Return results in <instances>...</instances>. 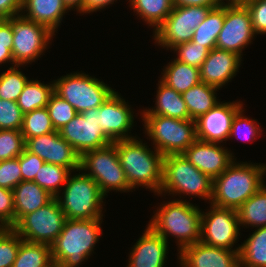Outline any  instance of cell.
Wrapping results in <instances>:
<instances>
[{
  "mask_svg": "<svg viewBox=\"0 0 266 267\" xmlns=\"http://www.w3.org/2000/svg\"><path fill=\"white\" fill-rule=\"evenodd\" d=\"M113 144L117 147L119 161L130 188L133 190L142 186L158 196L162 185L164 156L154 147L152 150L148 148L147 143L136 136Z\"/></svg>",
  "mask_w": 266,
  "mask_h": 267,
  "instance_id": "6da1fadb",
  "label": "cell"
},
{
  "mask_svg": "<svg viewBox=\"0 0 266 267\" xmlns=\"http://www.w3.org/2000/svg\"><path fill=\"white\" fill-rule=\"evenodd\" d=\"M266 164L233 162L213 179L210 203L221 208L238 209L265 183Z\"/></svg>",
  "mask_w": 266,
  "mask_h": 267,
  "instance_id": "7a4b0ae2",
  "label": "cell"
},
{
  "mask_svg": "<svg viewBox=\"0 0 266 267\" xmlns=\"http://www.w3.org/2000/svg\"><path fill=\"white\" fill-rule=\"evenodd\" d=\"M149 226L167 242L176 238L177 251L200 241L202 211L189 201L174 199L160 204Z\"/></svg>",
  "mask_w": 266,
  "mask_h": 267,
  "instance_id": "3957f363",
  "label": "cell"
},
{
  "mask_svg": "<svg viewBox=\"0 0 266 267\" xmlns=\"http://www.w3.org/2000/svg\"><path fill=\"white\" fill-rule=\"evenodd\" d=\"M102 219H67L51 245L52 261L63 267H79L88 260L103 233Z\"/></svg>",
  "mask_w": 266,
  "mask_h": 267,
  "instance_id": "277c9868",
  "label": "cell"
},
{
  "mask_svg": "<svg viewBox=\"0 0 266 267\" xmlns=\"http://www.w3.org/2000/svg\"><path fill=\"white\" fill-rule=\"evenodd\" d=\"M197 196L211 201L213 179L197 169L183 154H170L163 157L162 185L159 196Z\"/></svg>",
  "mask_w": 266,
  "mask_h": 267,
  "instance_id": "5b68a950",
  "label": "cell"
},
{
  "mask_svg": "<svg viewBox=\"0 0 266 267\" xmlns=\"http://www.w3.org/2000/svg\"><path fill=\"white\" fill-rule=\"evenodd\" d=\"M62 194L55 198L64 212L66 219H97L102 218L103 200L97 182L80 172L69 175Z\"/></svg>",
  "mask_w": 266,
  "mask_h": 267,
  "instance_id": "8992f818",
  "label": "cell"
},
{
  "mask_svg": "<svg viewBox=\"0 0 266 267\" xmlns=\"http://www.w3.org/2000/svg\"><path fill=\"white\" fill-rule=\"evenodd\" d=\"M145 134L163 156L182 154L196 140V122L162 115H141Z\"/></svg>",
  "mask_w": 266,
  "mask_h": 267,
  "instance_id": "52a82bcc",
  "label": "cell"
},
{
  "mask_svg": "<svg viewBox=\"0 0 266 267\" xmlns=\"http://www.w3.org/2000/svg\"><path fill=\"white\" fill-rule=\"evenodd\" d=\"M79 171L93 178L105 196L112 190L126 193L132 191L119 161L117 147L113 143L84 152L80 156Z\"/></svg>",
  "mask_w": 266,
  "mask_h": 267,
  "instance_id": "ba28073f",
  "label": "cell"
},
{
  "mask_svg": "<svg viewBox=\"0 0 266 267\" xmlns=\"http://www.w3.org/2000/svg\"><path fill=\"white\" fill-rule=\"evenodd\" d=\"M114 91L103 81L83 72L70 73L54 80V92L78 113L99 108Z\"/></svg>",
  "mask_w": 266,
  "mask_h": 267,
  "instance_id": "9c48e42d",
  "label": "cell"
},
{
  "mask_svg": "<svg viewBox=\"0 0 266 267\" xmlns=\"http://www.w3.org/2000/svg\"><path fill=\"white\" fill-rule=\"evenodd\" d=\"M216 6H176L165 21L153 31L154 43L170 50L178 44L189 42L196 27Z\"/></svg>",
  "mask_w": 266,
  "mask_h": 267,
  "instance_id": "30bf717a",
  "label": "cell"
},
{
  "mask_svg": "<svg viewBox=\"0 0 266 267\" xmlns=\"http://www.w3.org/2000/svg\"><path fill=\"white\" fill-rule=\"evenodd\" d=\"M7 20L13 28V61L20 67L38 60L56 35L46 26L26 19L21 14Z\"/></svg>",
  "mask_w": 266,
  "mask_h": 267,
  "instance_id": "8fae6325",
  "label": "cell"
},
{
  "mask_svg": "<svg viewBox=\"0 0 266 267\" xmlns=\"http://www.w3.org/2000/svg\"><path fill=\"white\" fill-rule=\"evenodd\" d=\"M66 220L59 202L54 198L45 206L24 215L12 228L24 241L51 246Z\"/></svg>",
  "mask_w": 266,
  "mask_h": 267,
  "instance_id": "7c38bea8",
  "label": "cell"
},
{
  "mask_svg": "<svg viewBox=\"0 0 266 267\" xmlns=\"http://www.w3.org/2000/svg\"><path fill=\"white\" fill-rule=\"evenodd\" d=\"M208 210L202 212L200 242L228 250H240V246L233 249L240 235L237 210L217 207L211 203Z\"/></svg>",
  "mask_w": 266,
  "mask_h": 267,
  "instance_id": "4fadbf2b",
  "label": "cell"
},
{
  "mask_svg": "<svg viewBox=\"0 0 266 267\" xmlns=\"http://www.w3.org/2000/svg\"><path fill=\"white\" fill-rule=\"evenodd\" d=\"M225 19L216 41V47L231 51L239 56L256 36L247 8L239 1L226 0Z\"/></svg>",
  "mask_w": 266,
  "mask_h": 267,
  "instance_id": "5bb4252c",
  "label": "cell"
},
{
  "mask_svg": "<svg viewBox=\"0 0 266 267\" xmlns=\"http://www.w3.org/2000/svg\"><path fill=\"white\" fill-rule=\"evenodd\" d=\"M58 132L80 156L84 152L101 149L113 143L99 126L98 108L78 113Z\"/></svg>",
  "mask_w": 266,
  "mask_h": 267,
  "instance_id": "9a60e30c",
  "label": "cell"
},
{
  "mask_svg": "<svg viewBox=\"0 0 266 267\" xmlns=\"http://www.w3.org/2000/svg\"><path fill=\"white\" fill-rule=\"evenodd\" d=\"M121 97L114 91L98 108L99 126L112 142L135 138L129 132L134 127L133 109Z\"/></svg>",
  "mask_w": 266,
  "mask_h": 267,
  "instance_id": "2e32d148",
  "label": "cell"
},
{
  "mask_svg": "<svg viewBox=\"0 0 266 267\" xmlns=\"http://www.w3.org/2000/svg\"><path fill=\"white\" fill-rule=\"evenodd\" d=\"M243 107L242 102H219L201 115L196 122V138L200 141L223 143L229 139L232 120Z\"/></svg>",
  "mask_w": 266,
  "mask_h": 267,
  "instance_id": "e0dca14e",
  "label": "cell"
},
{
  "mask_svg": "<svg viewBox=\"0 0 266 267\" xmlns=\"http://www.w3.org/2000/svg\"><path fill=\"white\" fill-rule=\"evenodd\" d=\"M25 148L44 160L75 172L80 169V155L56 130L46 135L28 138Z\"/></svg>",
  "mask_w": 266,
  "mask_h": 267,
  "instance_id": "ac0fdd59",
  "label": "cell"
},
{
  "mask_svg": "<svg viewBox=\"0 0 266 267\" xmlns=\"http://www.w3.org/2000/svg\"><path fill=\"white\" fill-rule=\"evenodd\" d=\"M197 169L212 179L221 175L236 161L233 153L225 149L220 143L196 140L182 153Z\"/></svg>",
  "mask_w": 266,
  "mask_h": 267,
  "instance_id": "d6986e66",
  "label": "cell"
},
{
  "mask_svg": "<svg viewBox=\"0 0 266 267\" xmlns=\"http://www.w3.org/2000/svg\"><path fill=\"white\" fill-rule=\"evenodd\" d=\"M177 255L181 267H240L239 250H228L196 242Z\"/></svg>",
  "mask_w": 266,
  "mask_h": 267,
  "instance_id": "ffe728a7",
  "label": "cell"
},
{
  "mask_svg": "<svg viewBox=\"0 0 266 267\" xmlns=\"http://www.w3.org/2000/svg\"><path fill=\"white\" fill-rule=\"evenodd\" d=\"M241 61L242 57L238 54L215 47L200 68L201 82L220 90L236 76Z\"/></svg>",
  "mask_w": 266,
  "mask_h": 267,
  "instance_id": "44dd1931",
  "label": "cell"
},
{
  "mask_svg": "<svg viewBox=\"0 0 266 267\" xmlns=\"http://www.w3.org/2000/svg\"><path fill=\"white\" fill-rule=\"evenodd\" d=\"M131 248L126 267H164L167 261L169 242L149 225Z\"/></svg>",
  "mask_w": 266,
  "mask_h": 267,
  "instance_id": "7402d4cb",
  "label": "cell"
},
{
  "mask_svg": "<svg viewBox=\"0 0 266 267\" xmlns=\"http://www.w3.org/2000/svg\"><path fill=\"white\" fill-rule=\"evenodd\" d=\"M68 11L70 10L63 3V0H22L21 15L46 26L53 33L57 31L63 16Z\"/></svg>",
  "mask_w": 266,
  "mask_h": 267,
  "instance_id": "603a6c76",
  "label": "cell"
},
{
  "mask_svg": "<svg viewBox=\"0 0 266 267\" xmlns=\"http://www.w3.org/2000/svg\"><path fill=\"white\" fill-rule=\"evenodd\" d=\"M15 207V224L24 216L45 206L53 197L34 181H21L12 189Z\"/></svg>",
  "mask_w": 266,
  "mask_h": 267,
  "instance_id": "cb8c5ba5",
  "label": "cell"
},
{
  "mask_svg": "<svg viewBox=\"0 0 266 267\" xmlns=\"http://www.w3.org/2000/svg\"><path fill=\"white\" fill-rule=\"evenodd\" d=\"M143 111V112H142ZM141 115H162L181 120L190 119L182 94L158 81L155 107L142 110Z\"/></svg>",
  "mask_w": 266,
  "mask_h": 267,
  "instance_id": "d4e9b609",
  "label": "cell"
},
{
  "mask_svg": "<svg viewBox=\"0 0 266 267\" xmlns=\"http://www.w3.org/2000/svg\"><path fill=\"white\" fill-rule=\"evenodd\" d=\"M162 72L159 80L181 94L201 82L200 69L176 59L169 62Z\"/></svg>",
  "mask_w": 266,
  "mask_h": 267,
  "instance_id": "484cf974",
  "label": "cell"
},
{
  "mask_svg": "<svg viewBox=\"0 0 266 267\" xmlns=\"http://www.w3.org/2000/svg\"><path fill=\"white\" fill-rule=\"evenodd\" d=\"M217 89L214 86L200 82L182 93L190 119L197 120L201 115L219 103L220 100L217 99L216 93Z\"/></svg>",
  "mask_w": 266,
  "mask_h": 267,
  "instance_id": "4316f807",
  "label": "cell"
},
{
  "mask_svg": "<svg viewBox=\"0 0 266 267\" xmlns=\"http://www.w3.org/2000/svg\"><path fill=\"white\" fill-rule=\"evenodd\" d=\"M225 19V2L213 7L201 24L195 28L192 42L204 45L209 50L216 47L218 35Z\"/></svg>",
  "mask_w": 266,
  "mask_h": 267,
  "instance_id": "83f0119b",
  "label": "cell"
},
{
  "mask_svg": "<svg viewBox=\"0 0 266 267\" xmlns=\"http://www.w3.org/2000/svg\"><path fill=\"white\" fill-rule=\"evenodd\" d=\"M240 267H266V226L256 228L239 250Z\"/></svg>",
  "mask_w": 266,
  "mask_h": 267,
  "instance_id": "f1b7e54d",
  "label": "cell"
},
{
  "mask_svg": "<svg viewBox=\"0 0 266 267\" xmlns=\"http://www.w3.org/2000/svg\"><path fill=\"white\" fill-rule=\"evenodd\" d=\"M240 226L253 228L266 226V184L251 197H249L238 209Z\"/></svg>",
  "mask_w": 266,
  "mask_h": 267,
  "instance_id": "f546056e",
  "label": "cell"
},
{
  "mask_svg": "<svg viewBox=\"0 0 266 267\" xmlns=\"http://www.w3.org/2000/svg\"><path fill=\"white\" fill-rule=\"evenodd\" d=\"M131 8L145 24L156 30L168 17L173 8V0H129Z\"/></svg>",
  "mask_w": 266,
  "mask_h": 267,
  "instance_id": "4dcf8cb0",
  "label": "cell"
},
{
  "mask_svg": "<svg viewBox=\"0 0 266 267\" xmlns=\"http://www.w3.org/2000/svg\"><path fill=\"white\" fill-rule=\"evenodd\" d=\"M54 93V81L48 84L29 80L25 85L17 104L23 114L47 106L50 96Z\"/></svg>",
  "mask_w": 266,
  "mask_h": 267,
  "instance_id": "1f68e13d",
  "label": "cell"
},
{
  "mask_svg": "<svg viewBox=\"0 0 266 267\" xmlns=\"http://www.w3.org/2000/svg\"><path fill=\"white\" fill-rule=\"evenodd\" d=\"M51 261V246L23 240L12 267H46Z\"/></svg>",
  "mask_w": 266,
  "mask_h": 267,
  "instance_id": "d6a6232c",
  "label": "cell"
},
{
  "mask_svg": "<svg viewBox=\"0 0 266 267\" xmlns=\"http://www.w3.org/2000/svg\"><path fill=\"white\" fill-rule=\"evenodd\" d=\"M71 172L69 168L51 163H44L37 172L34 182L49 192L53 197H56L61 194V188L66 184Z\"/></svg>",
  "mask_w": 266,
  "mask_h": 267,
  "instance_id": "836d02e7",
  "label": "cell"
},
{
  "mask_svg": "<svg viewBox=\"0 0 266 267\" xmlns=\"http://www.w3.org/2000/svg\"><path fill=\"white\" fill-rule=\"evenodd\" d=\"M54 131L56 130L46 107L23 114L21 133L25 141L28 138L46 135Z\"/></svg>",
  "mask_w": 266,
  "mask_h": 267,
  "instance_id": "e575fe53",
  "label": "cell"
},
{
  "mask_svg": "<svg viewBox=\"0 0 266 267\" xmlns=\"http://www.w3.org/2000/svg\"><path fill=\"white\" fill-rule=\"evenodd\" d=\"M19 65L10 66L0 75V99L17 102L25 85L29 81Z\"/></svg>",
  "mask_w": 266,
  "mask_h": 267,
  "instance_id": "d590c367",
  "label": "cell"
},
{
  "mask_svg": "<svg viewBox=\"0 0 266 267\" xmlns=\"http://www.w3.org/2000/svg\"><path fill=\"white\" fill-rule=\"evenodd\" d=\"M243 108L236 113L232 120L229 139L235 137L241 141L253 142L257 139V136H261L263 130L256 119H250L243 115Z\"/></svg>",
  "mask_w": 266,
  "mask_h": 267,
  "instance_id": "8d00e7d4",
  "label": "cell"
},
{
  "mask_svg": "<svg viewBox=\"0 0 266 267\" xmlns=\"http://www.w3.org/2000/svg\"><path fill=\"white\" fill-rule=\"evenodd\" d=\"M46 108L51 118L53 127L57 131L69 123L78 114L71 104L62 99L55 92L50 96Z\"/></svg>",
  "mask_w": 266,
  "mask_h": 267,
  "instance_id": "74e56055",
  "label": "cell"
},
{
  "mask_svg": "<svg viewBox=\"0 0 266 267\" xmlns=\"http://www.w3.org/2000/svg\"><path fill=\"white\" fill-rule=\"evenodd\" d=\"M22 241L13 228H0V267H12Z\"/></svg>",
  "mask_w": 266,
  "mask_h": 267,
  "instance_id": "f35d334b",
  "label": "cell"
},
{
  "mask_svg": "<svg viewBox=\"0 0 266 267\" xmlns=\"http://www.w3.org/2000/svg\"><path fill=\"white\" fill-rule=\"evenodd\" d=\"M25 144L21 130H0V161L19 157Z\"/></svg>",
  "mask_w": 266,
  "mask_h": 267,
  "instance_id": "ab89813d",
  "label": "cell"
},
{
  "mask_svg": "<svg viewBox=\"0 0 266 267\" xmlns=\"http://www.w3.org/2000/svg\"><path fill=\"white\" fill-rule=\"evenodd\" d=\"M171 50L176 52L177 57L175 59L177 61L198 69L201 68L210 52V50L204 45H200L192 41L178 44Z\"/></svg>",
  "mask_w": 266,
  "mask_h": 267,
  "instance_id": "60d3db41",
  "label": "cell"
},
{
  "mask_svg": "<svg viewBox=\"0 0 266 267\" xmlns=\"http://www.w3.org/2000/svg\"><path fill=\"white\" fill-rule=\"evenodd\" d=\"M23 113L17 102L0 99V130H21Z\"/></svg>",
  "mask_w": 266,
  "mask_h": 267,
  "instance_id": "b9f144b4",
  "label": "cell"
},
{
  "mask_svg": "<svg viewBox=\"0 0 266 267\" xmlns=\"http://www.w3.org/2000/svg\"><path fill=\"white\" fill-rule=\"evenodd\" d=\"M22 181L19 159L0 161V187L14 189Z\"/></svg>",
  "mask_w": 266,
  "mask_h": 267,
  "instance_id": "7bdbcfd3",
  "label": "cell"
},
{
  "mask_svg": "<svg viewBox=\"0 0 266 267\" xmlns=\"http://www.w3.org/2000/svg\"><path fill=\"white\" fill-rule=\"evenodd\" d=\"M248 10L254 34H266V0L241 2Z\"/></svg>",
  "mask_w": 266,
  "mask_h": 267,
  "instance_id": "ee69618b",
  "label": "cell"
},
{
  "mask_svg": "<svg viewBox=\"0 0 266 267\" xmlns=\"http://www.w3.org/2000/svg\"><path fill=\"white\" fill-rule=\"evenodd\" d=\"M13 28L7 19H0V65L10 63L16 64L12 56Z\"/></svg>",
  "mask_w": 266,
  "mask_h": 267,
  "instance_id": "f6af8a7d",
  "label": "cell"
},
{
  "mask_svg": "<svg viewBox=\"0 0 266 267\" xmlns=\"http://www.w3.org/2000/svg\"><path fill=\"white\" fill-rule=\"evenodd\" d=\"M15 225V207L12 190L0 187V228Z\"/></svg>",
  "mask_w": 266,
  "mask_h": 267,
  "instance_id": "bcb514c9",
  "label": "cell"
},
{
  "mask_svg": "<svg viewBox=\"0 0 266 267\" xmlns=\"http://www.w3.org/2000/svg\"><path fill=\"white\" fill-rule=\"evenodd\" d=\"M21 167L22 181H34L40 167L45 163L36 154L29 152L26 148L23 153L17 157Z\"/></svg>",
  "mask_w": 266,
  "mask_h": 267,
  "instance_id": "7dc6e473",
  "label": "cell"
},
{
  "mask_svg": "<svg viewBox=\"0 0 266 267\" xmlns=\"http://www.w3.org/2000/svg\"><path fill=\"white\" fill-rule=\"evenodd\" d=\"M22 0H0V19L20 15Z\"/></svg>",
  "mask_w": 266,
  "mask_h": 267,
  "instance_id": "c3c4849f",
  "label": "cell"
},
{
  "mask_svg": "<svg viewBox=\"0 0 266 267\" xmlns=\"http://www.w3.org/2000/svg\"><path fill=\"white\" fill-rule=\"evenodd\" d=\"M117 0H84L83 14H89L106 8L108 5L113 4Z\"/></svg>",
  "mask_w": 266,
  "mask_h": 267,
  "instance_id": "681fc988",
  "label": "cell"
},
{
  "mask_svg": "<svg viewBox=\"0 0 266 267\" xmlns=\"http://www.w3.org/2000/svg\"><path fill=\"white\" fill-rule=\"evenodd\" d=\"M224 0H173L176 6H219Z\"/></svg>",
  "mask_w": 266,
  "mask_h": 267,
  "instance_id": "f907efd6",
  "label": "cell"
},
{
  "mask_svg": "<svg viewBox=\"0 0 266 267\" xmlns=\"http://www.w3.org/2000/svg\"><path fill=\"white\" fill-rule=\"evenodd\" d=\"M84 0H63V3L69 10L76 9L80 14L83 13Z\"/></svg>",
  "mask_w": 266,
  "mask_h": 267,
  "instance_id": "816d5d0a",
  "label": "cell"
},
{
  "mask_svg": "<svg viewBox=\"0 0 266 267\" xmlns=\"http://www.w3.org/2000/svg\"><path fill=\"white\" fill-rule=\"evenodd\" d=\"M46 267H63L61 263L51 261Z\"/></svg>",
  "mask_w": 266,
  "mask_h": 267,
  "instance_id": "f5cc1de1",
  "label": "cell"
}]
</instances>
